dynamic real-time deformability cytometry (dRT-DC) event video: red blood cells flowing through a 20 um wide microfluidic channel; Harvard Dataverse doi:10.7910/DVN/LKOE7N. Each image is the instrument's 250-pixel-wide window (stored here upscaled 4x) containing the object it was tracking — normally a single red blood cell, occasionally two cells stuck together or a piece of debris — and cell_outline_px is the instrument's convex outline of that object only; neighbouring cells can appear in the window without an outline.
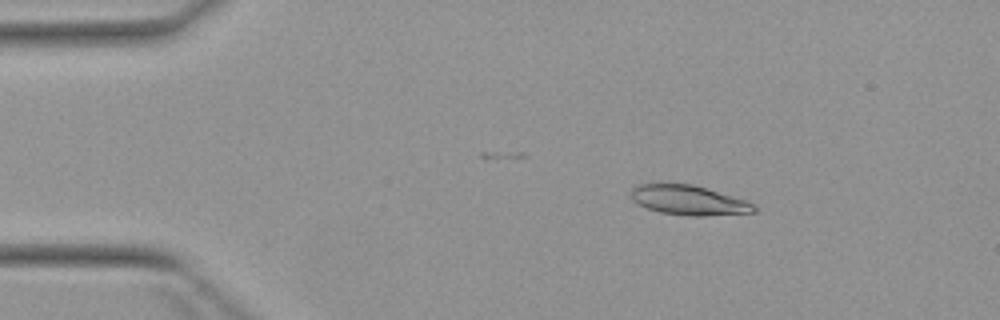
{"species": "Egyptian fruit bat (a non-hibernating species)", "species_latin": "Rousettus aegyptiacus", "temperature_condition": "warm", "stored_images_in_passage": 3, "camera_frame_rate_fps": 3000, "um_per_image_px": 0.085, "animal": {"sex": "female"}, "frame": {"image": 1, "passage_image": 1, "time_ms": 0.0, "image_size_px": [1000, 320], "cell_outline_px": [[756, 212], [704, 216], [688, 216], [660, 212], [648, 208], [632, 200], [632, 188], [636, 184], [692, 184], [744, 200], [756, 204]], "centroid_in_image_um": [58.55, 17.03], "position_along_channel_um": 26.5, "area_um2": 20.98}}